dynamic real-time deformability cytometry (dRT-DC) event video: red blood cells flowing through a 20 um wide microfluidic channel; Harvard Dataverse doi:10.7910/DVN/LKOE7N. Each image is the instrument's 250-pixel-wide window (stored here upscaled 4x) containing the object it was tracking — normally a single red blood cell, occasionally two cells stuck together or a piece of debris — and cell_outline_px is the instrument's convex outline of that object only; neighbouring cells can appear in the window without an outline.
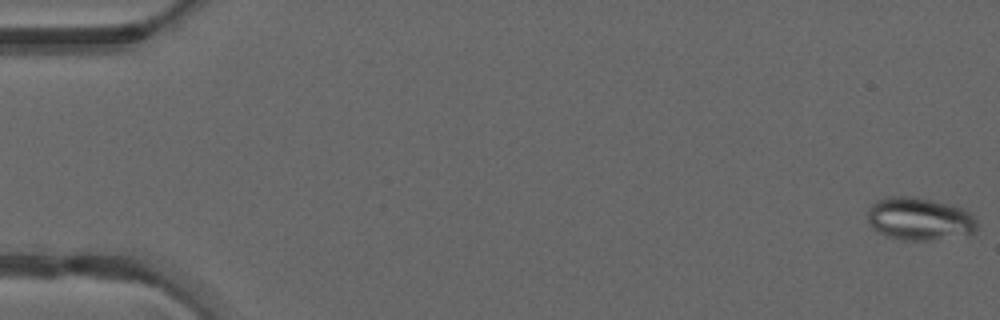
{"species": "common noctule bat (a hibernating species)", "species_latin": "Nyctalus noctula", "temperature_condition": "warm", "stored_images_in_passage": 49, "camera_frame_rate_fps": 3000, "um_per_image_px": 0.085, "animal": {"sex": "male", "forearm_length_mm": 52.5}, "frame": {"image": 1, "passage_image": 1, "time_ms": 0.0, "image_size_px": [1000, 320], "cell_outline_px": [[976, 232], [968, 236], [932, 240], [900, 240], [884, 236], [872, 228], [868, 224], [868, 208], [876, 200], [884, 196], [912, 196], [952, 204], [964, 208], [972, 212], [976, 220]], "centroid_in_image_um": [78.17, 18.61], "position_along_channel_um": 6.8, "area_um2": 28.15}}
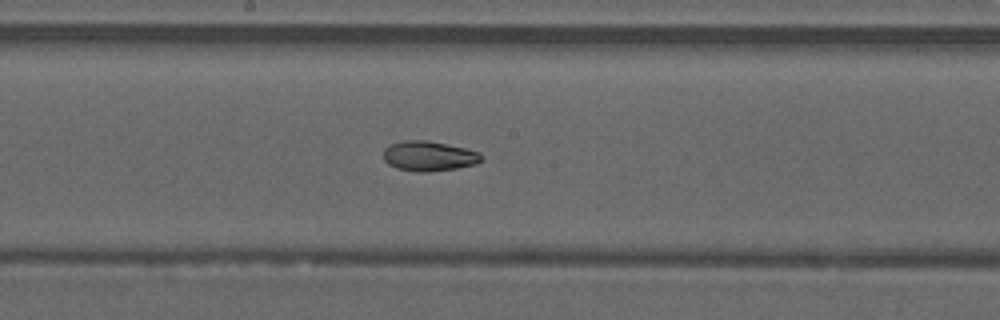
{"frame": {"image": 2, "passage_image": 27, "time_ms": 8.667, "image_size_px": [1000, 320], "cell_outline_px": [[484, 160], [476, 164], [456, 168], [428, 172], [416, 172], [396, 168], [388, 164], [384, 160], [384, 148], [392, 144], [404, 140], [424, 140], [464, 148], [480, 152], [484, 156]], "centroid_in_image_um": [36.48, 13.28], "position_along_channel_um": 211.7, "area_um2": 17.11}}
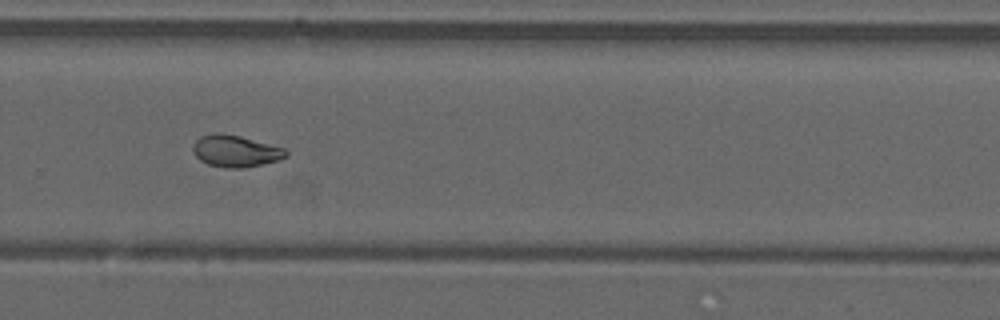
{"frame": {"image": 3, "passage_image": 34, "time_ms": 11.0, "image_size_px": [1000, 320], "cell_outline_px": [[288, 156], [280, 160], [244, 168], [228, 168], [208, 164], [200, 160], [196, 156], [192, 148], [192, 144], [200, 136], [212, 132], [220, 132], [240, 136], [284, 148], [288, 152]], "centroid_in_image_um": [20.01, 12.83], "position_along_channel_um": 309.8, "area_um2": 17.34}, "authors_computed_cell_mechanics": {"area_um2": 18.5538, "velocity_mm_per_s": 4.2132, "shape_relaxation_time_tau1_ms": null, "shape_relaxation_time_tau2_ms": 3.3831, "deformation_change_tau1": null, "deformation_change_tau2": 0.0874}}